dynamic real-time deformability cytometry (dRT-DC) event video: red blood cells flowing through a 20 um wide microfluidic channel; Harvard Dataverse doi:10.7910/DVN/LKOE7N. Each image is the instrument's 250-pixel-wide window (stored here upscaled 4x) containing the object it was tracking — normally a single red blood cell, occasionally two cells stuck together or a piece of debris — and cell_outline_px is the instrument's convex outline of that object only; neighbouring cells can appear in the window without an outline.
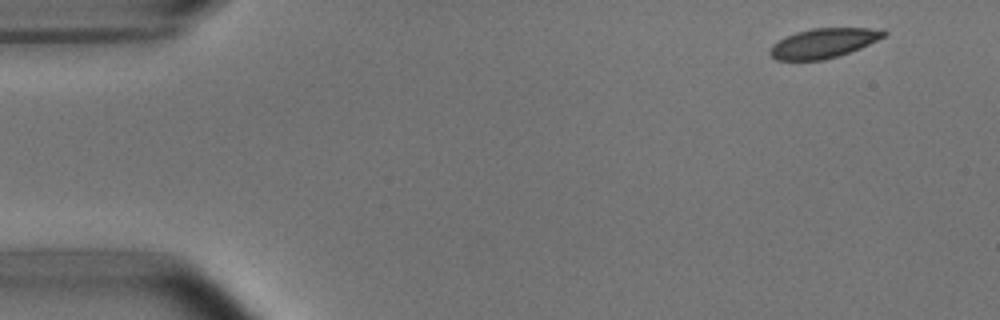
{"species": "common noctule bat (a hibernating species)", "species_latin": "Nyctalus noctula", "temperature_condition": "room temperature", "stored_images_in_passage": 4, "camera_frame_rate_fps": 3000, "um_per_image_px": 0.085, "animal": {"sex": "male", "body_mass_g": 15.6}, "frame": {"image": 1, "passage_image": 1, "time_ms": 0.0, "image_size_px": [1000, 320], "cell_outline_px": [[888, 32], [884, 36], [860, 48], [824, 60], [776, 60], [768, 52], [772, 44], [796, 32], [812, 28], [884, 28]], "centroid_in_image_um": [70.0, 3.66], "position_along_channel_um": 15.0, "area_um2": 19.48}}
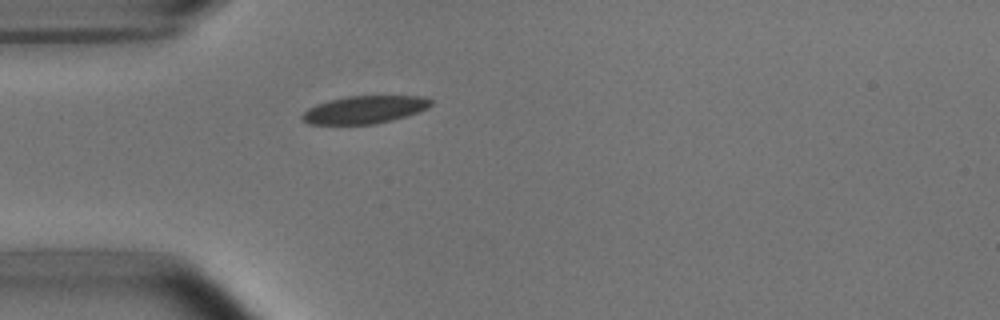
{"frame": {"image": 2, "passage_image": 4, "time_ms": 3.667, "image_size_px": [1000, 320], "cell_outline_px": [[432, 104], [428, 108], [420, 112], [392, 120], [376, 124], [308, 124], [300, 120], [300, 116], [308, 108], [316, 104], [328, 100], [348, 96], [428, 96], [432, 100]], "centroid_in_image_um": [30.99, 9.32], "position_along_channel_um": 54.0, "area_um2": 21.04}}